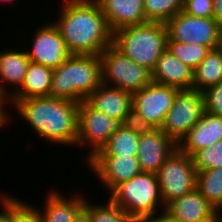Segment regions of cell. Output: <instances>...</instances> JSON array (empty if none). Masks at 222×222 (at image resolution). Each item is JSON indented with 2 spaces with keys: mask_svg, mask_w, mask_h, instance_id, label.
Segmentation results:
<instances>
[{
  "mask_svg": "<svg viewBox=\"0 0 222 222\" xmlns=\"http://www.w3.org/2000/svg\"><path fill=\"white\" fill-rule=\"evenodd\" d=\"M101 84L100 56L72 54L53 69L50 97L80 103Z\"/></svg>",
  "mask_w": 222,
  "mask_h": 222,
  "instance_id": "cell-3",
  "label": "cell"
},
{
  "mask_svg": "<svg viewBox=\"0 0 222 222\" xmlns=\"http://www.w3.org/2000/svg\"><path fill=\"white\" fill-rule=\"evenodd\" d=\"M0 203L3 205L0 211V222H12V196L2 193Z\"/></svg>",
  "mask_w": 222,
  "mask_h": 222,
  "instance_id": "cell-34",
  "label": "cell"
},
{
  "mask_svg": "<svg viewBox=\"0 0 222 222\" xmlns=\"http://www.w3.org/2000/svg\"><path fill=\"white\" fill-rule=\"evenodd\" d=\"M52 74V68L30 61L21 87L9 99L49 97Z\"/></svg>",
  "mask_w": 222,
  "mask_h": 222,
  "instance_id": "cell-22",
  "label": "cell"
},
{
  "mask_svg": "<svg viewBox=\"0 0 222 222\" xmlns=\"http://www.w3.org/2000/svg\"><path fill=\"white\" fill-rule=\"evenodd\" d=\"M213 18L222 27V0H213Z\"/></svg>",
  "mask_w": 222,
  "mask_h": 222,
  "instance_id": "cell-36",
  "label": "cell"
},
{
  "mask_svg": "<svg viewBox=\"0 0 222 222\" xmlns=\"http://www.w3.org/2000/svg\"><path fill=\"white\" fill-rule=\"evenodd\" d=\"M152 81L177 89L193 88V69L166 49L151 72Z\"/></svg>",
  "mask_w": 222,
  "mask_h": 222,
  "instance_id": "cell-18",
  "label": "cell"
},
{
  "mask_svg": "<svg viewBox=\"0 0 222 222\" xmlns=\"http://www.w3.org/2000/svg\"><path fill=\"white\" fill-rule=\"evenodd\" d=\"M30 59L26 51L6 50L0 52V96L7 101L22 85ZM15 89H7V85ZM7 89V90H6ZM10 93H9V91Z\"/></svg>",
  "mask_w": 222,
  "mask_h": 222,
  "instance_id": "cell-19",
  "label": "cell"
},
{
  "mask_svg": "<svg viewBox=\"0 0 222 222\" xmlns=\"http://www.w3.org/2000/svg\"><path fill=\"white\" fill-rule=\"evenodd\" d=\"M112 33L147 21L144 0H96Z\"/></svg>",
  "mask_w": 222,
  "mask_h": 222,
  "instance_id": "cell-16",
  "label": "cell"
},
{
  "mask_svg": "<svg viewBox=\"0 0 222 222\" xmlns=\"http://www.w3.org/2000/svg\"><path fill=\"white\" fill-rule=\"evenodd\" d=\"M99 56L104 85L133 94L152 82L151 71L126 57L112 44Z\"/></svg>",
  "mask_w": 222,
  "mask_h": 222,
  "instance_id": "cell-6",
  "label": "cell"
},
{
  "mask_svg": "<svg viewBox=\"0 0 222 222\" xmlns=\"http://www.w3.org/2000/svg\"><path fill=\"white\" fill-rule=\"evenodd\" d=\"M205 112L203 92L191 89L177 91L161 130L177 144L188 134Z\"/></svg>",
  "mask_w": 222,
  "mask_h": 222,
  "instance_id": "cell-8",
  "label": "cell"
},
{
  "mask_svg": "<svg viewBox=\"0 0 222 222\" xmlns=\"http://www.w3.org/2000/svg\"><path fill=\"white\" fill-rule=\"evenodd\" d=\"M178 144L161 129L140 135L137 159L142 172L157 173Z\"/></svg>",
  "mask_w": 222,
  "mask_h": 222,
  "instance_id": "cell-14",
  "label": "cell"
},
{
  "mask_svg": "<svg viewBox=\"0 0 222 222\" xmlns=\"http://www.w3.org/2000/svg\"><path fill=\"white\" fill-rule=\"evenodd\" d=\"M86 199L84 210L90 215L93 222H134V220L120 207L110 200L105 205H94Z\"/></svg>",
  "mask_w": 222,
  "mask_h": 222,
  "instance_id": "cell-28",
  "label": "cell"
},
{
  "mask_svg": "<svg viewBox=\"0 0 222 222\" xmlns=\"http://www.w3.org/2000/svg\"><path fill=\"white\" fill-rule=\"evenodd\" d=\"M222 81V46L211 49L193 70V88L204 91Z\"/></svg>",
  "mask_w": 222,
  "mask_h": 222,
  "instance_id": "cell-23",
  "label": "cell"
},
{
  "mask_svg": "<svg viewBox=\"0 0 222 222\" xmlns=\"http://www.w3.org/2000/svg\"><path fill=\"white\" fill-rule=\"evenodd\" d=\"M109 200L123 209L134 221H141L157 213L158 206L164 210L157 175L140 172L132 179L123 181L109 192Z\"/></svg>",
  "mask_w": 222,
  "mask_h": 222,
  "instance_id": "cell-5",
  "label": "cell"
},
{
  "mask_svg": "<svg viewBox=\"0 0 222 222\" xmlns=\"http://www.w3.org/2000/svg\"><path fill=\"white\" fill-rule=\"evenodd\" d=\"M184 13L203 18H213V0H184Z\"/></svg>",
  "mask_w": 222,
  "mask_h": 222,
  "instance_id": "cell-33",
  "label": "cell"
},
{
  "mask_svg": "<svg viewBox=\"0 0 222 222\" xmlns=\"http://www.w3.org/2000/svg\"><path fill=\"white\" fill-rule=\"evenodd\" d=\"M74 222H93L90 215L83 209Z\"/></svg>",
  "mask_w": 222,
  "mask_h": 222,
  "instance_id": "cell-37",
  "label": "cell"
},
{
  "mask_svg": "<svg viewBox=\"0 0 222 222\" xmlns=\"http://www.w3.org/2000/svg\"><path fill=\"white\" fill-rule=\"evenodd\" d=\"M196 172L222 167V140L192 155Z\"/></svg>",
  "mask_w": 222,
  "mask_h": 222,
  "instance_id": "cell-29",
  "label": "cell"
},
{
  "mask_svg": "<svg viewBox=\"0 0 222 222\" xmlns=\"http://www.w3.org/2000/svg\"><path fill=\"white\" fill-rule=\"evenodd\" d=\"M162 213H158L156 216L152 214L151 216H147L141 220V222H180L175 217H173L169 212L165 209L161 211ZM156 216V217H155Z\"/></svg>",
  "mask_w": 222,
  "mask_h": 222,
  "instance_id": "cell-35",
  "label": "cell"
},
{
  "mask_svg": "<svg viewBox=\"0 0 222 222\" xmlns=\"http://www.w3.org/2000/svg\"><path fill=\"white\" fill-rule=\"evenodd\" d=\"M165 210L180 222H218L219 213L195 188L170 202Z\"/></svg>",
  "mask_w": 222,
  "mask_h": 222,
  "instance_id": "cell-15",
  "label": "cell"
},
{
  "mask_svg": "<svg viewBox=\"0 0 222 222\" xmlns=\"http://www.w3.org/2000/svg\"><path fill=\"white\" fill-rule=\"evenodd\" d=\"M122 123L125 128L138 135L149 134L156 129L153 124L144 119L133 107L128 111Z\"/></svg>",
  "mask_w": 222,
  "mask_h": 222,
  "instance_id": "cell-32",
  "label": "cell"
},
{
  "mask_svg": "<svg viewBox=\"0 0 222 222\" xmlns=\"http://www.w3.org/2000/svg\"><path fill=\"white\" fill-rule=\"evenodd\" d=\"M196 189L220 213L222 210V167L197 172Z\"/></svg>",
  "mask_w": 222,
  "mask_h": 222,
  "instance_id": "cell-25",
  "label": "cell"
},
{
  "mask_svg": "<svg viewBox=\"0 0 222 222\" xmlns=\"http://www.w3.org/2000/svg\"><path fill=\"white\" fill-rule=\"evenodd\" d=\"M5 104V105H4ZM6 101L0 96V111H7L5 108L6 106Z\"/></svg>",
  "mask_w": 222,
  "mask_h": 222,
  "instance_id": "cell-39",
  "label": "cell"
},
{
  "mask_svg": "<svg viewBox=\"0 0 222 222\" xmlns=\"http://www.w3.org/2000/svg\"><path fill=\"white\" fill-rule=\"evenodd\" d=\"M167 49L179 60L191 67L193 70L207 56L211 48L200 44H186L167 39Z\"/></svg>",
  "mask_w": 222,
  "mask_h": 222,
  "instance_id": "cell-26",
  "label": "cell"
},
{
  "mask_svg": "<svg viewBox=\"0 0 222 222\" xmlns=\"http://www.w3.org/2000/svg\"><path fill=\"white\" fill-rule=\"evenodd\" d=\"M33 132L54 144L75 146L78 137V104L54 97L8 99Z\"/></svg>",
  "mask_w": 222,
  "mask_h": 222,
  "instance_id": "cell-2",
  "label": "cell"
},
{
  "mask_svg": "<svg viewBox=\"0 0 222 222\" xmlns=\"http://www.w3.org/2000/svg\"><path fill=\"white\" fill-rule=\"evenodd\" d=\"M165 25L171 40L205 45L211 49L222 46V27L214 18L195 17L181 11Z\"/></svg>",
  "mask_w": 222,
  "mask_h": 222,
  "instance_id": "cell-10",
  "label": "cell"
},
{
  "mask_svg": "<svg viewBox=\"0 0 222 222\" xmlns=\"http://www.w3.org/2000/svg\"><path fill=\"white\" fill-rule=\"evenodd\" d=\"M218 222H222V215L219 213V219Z\"/></svg>",
  "mask_w": 222,
  "mask_h": 222,
  "instance_id": "cell-41",
  "label": "cell"
},
{
  "mask_svg": "<svg viewBox=\"0 0 222 222\" xmlns=\"http://www.w3.org/2000/svg\"><path fill=\"white\" fill-rule=\"evenodd\" d=\"M77 121L76 146L86 145L91 149L86 162L101 150L113 133L123 126L122 120L110 118L93 108L86 100L78 104Z\"/></svg>",
  "mask_w": 222,
  "mask_h": 222,
  "instance_id": "cell-9",
  "label": "cell"
},
{
  "mask_svg": "<svg viewBox=\"0 0 222 222\" xmlns=\"http://www.w3.org/2000/svg\"><path fill=\"white\" fill-rule=\"evenodd\" d=\"M184 0H144L147 21L166 23L183 10Z\"/></svg>",
  "mask_w": 222,
  "mask_h": 222,
  "instance_id": "cell-27",
  "label": "cell"
},
{
  "mask_svg": "<svg viewBox=\"0 0 222 222\" xmlns=\"http://www.w3.org/2000/svg\"><path fill=\"white\" fill-rule=\"evenodd\" d=\"M45 200V207L41 210L43 222H74L79 213L84 209L86 198L82 195H70L65 199L61 193L51 190ZM77 195V196H76Z\"/></svg>",
  "mask_w": 222,
  "mask_h": 222,
  "instance_id": "cell-21",
  "label": "cell"
},
{
  "mask_svg": "<svg viewBox=\"0 0 222 222\" xmlns=\"http://www.w3.org/2000/svg\"><path fill=\"white\" fill-rule=\"evenodd\" d=\"M93 108L110 118L124 120L132 108V94L101 84L85 99Z\"/></svg>",
  "mask_w": 222,
  "mask_h": 222,
  "instance_id": "cell-20",
  "label": "cell"
},
{
  "mask_svg": "<svg viewBox=\"0 0 222 222\" xmlns=\"http://www.w3.org/2000/svg\"><path fill=\"white\" fill-rule=\"evenodd\" d=\"M140 135L122 126L94 156H137Z\"/></svg>",
  "mask_w": 222,
  "mask_h": 222,
  "instance_id": "cell-24",
  "label": "cell"
},
{
  "mask_svg": "<svg viewBox=\"0 0 222 222\" xmlns=\"http://www.w3.org/2000/svg\"><path fill=\"white\" fill-rule=\"evenodd\" d=\"M2 1L5 2V3L8 2V4L9 3L12 4V3H14L15 0L14 1L13 0H0V2H2Z\"/></svg>",
  "mask_w": 222,
  "mask_h": 222,
  "instance_id": "cell-40",
  "label": "cell"
},
{
  "mask_svg": "<svg viewBox=\"0 0 222 222\" xmlns=\"http://www.w3.org/2000/svg\"><path fill=\"white\" fill-rule=\"evenodd\" d=\"M87 163L108 192L141 172L137 156H93Z\"/></svg>",
  "mask_w": 222,
  "mask_h": 222,
  "instance_id": "cell-13",
  "label": "cell"
},
{
  "mask_svg": "<svg viewBox=\"0 0 222 222\" xmlns=\"http://www.w3.org/2000/svg\"><path fill=\"white\" fill-rule=\"evenodd\" d=\"M8 113L9 112H6V111H0V128H3L4 125H8V122L10 121L9 118L11 119V116L9 117Z\"/></svg>",
  "mask_w": 222,
  "mask_h": 222,
  "instance_id": "cell-38",
  "label": "cell"
},
{
  "mask_svg": "<svg viewBox=\"0 0 222 222\" xmlns=\"http://www.w3.org/2000/svg\"><path fill=\"white\" fill-rule=\"evenodd\" d=\"M63 3L60 19L53 23L71 54L100 55L112 44V31L96 0Z\"/></svg>",
  "mask_w": 222,
  "mask_h": 222,
  "instance_id": "cell-1",
  "label": "cell"
},
{
  "mask_svg": "<svg viewBox=\"0 0 222 222\" xmlns=\"http://www.w3.org/2000/svg\"><path fill=\"white\" fill-rule=\"evenodd\" d=\"M196 174L192 156L177 148L156 173L165 207L196 188Z\"/></svg>",
  "mask_w": 222,
  "mask_h": 222,
  "instance_id": "cell-7",
  "label": "cell"
},
{
  "mask_svg": "<svg viewBox=\"0 0 222 222\" xmlns=\"http://www.w3.org/2000/svg\"><path fill=\"white\" fill-rule=\"evenodd\" d=\"M178 90L152 81L132 94V107L156 129H160Z\"/></svg>",
  "mask_w": 222,
  "mask_h": 222,
  "instance_id": "cell-11",
  "label": "cell"
},
{
  "mask_svg": "<svg viewBox=\"0 0 222 222\" xmlns=\"http://www.w3.org/2000/svg\"><path fill=\"white\" fill-rule=\"evenodd\" d=\"M222 140V117L204 112L200 120L178 144V148L192 156L196 151L213 146Z\"/></svg>",
  "mask_w": 222,
  "mask_h": 222,
  "instance_id": "cell-17",
  "label": "cell"
},
{
  "mask_svg": "<svg viewBox=\"0 0 222 222\" xmlns=\"http://www.w3.org/2000/svg\"><path fill=\"white\" fill-rule=\"evenodd\" d=\"M165 23L146 22L127 26L112 33V45L126 57L152 72L161 54L167 49Z\"/></svg>",
  "mask_w": 222,
  "mask_h": 222,
  "instance_id": "cell-4",
  "label": "cell"
},
{
  "mask_svg": "<svg viewBox=\"0 0 222 222\" xmlns=\"http://www.w3.org/2000/svg\"><path fill=\"white\" fill-rule=\"evenodd\" d=\"M34 34L32 48L26 50L31 62L54 69L72 55L53 22L42 25Z\"/></svg>",
  "mask_w": 222,
  "mask_h": 222,
  "instance_id": "cell-12",
  "label": "cell"
},
{
  "mask_svg": "<svg viewBox=\"0 0 222 222\" xmlns=\"http://www.w3.org/2000/svg\"><path fill=\"white\" fill-rule=\"evenodd\" d=\"M12 197V222H43L39 209Z\"/></svg>",
  "mask_w": 222,
  "mask_h": 222,
  "instance_id": "cell-30",
  "label": "cell"
},
{
  "mask_svg": "<svg viewBox=\"0 0 222 222\" xmlns=\"http://www.w3.org/2000/svg\"><path fill=\"white\" fill-rule=\"evenodd\" d=\"M203 92L205 112L222 117V81Z\"/></svg>",
  "mask_w": 222,
  "mask_h": 222,
  "instance_id": "cell-31",
  "label": "cell"
}]
</instances>
